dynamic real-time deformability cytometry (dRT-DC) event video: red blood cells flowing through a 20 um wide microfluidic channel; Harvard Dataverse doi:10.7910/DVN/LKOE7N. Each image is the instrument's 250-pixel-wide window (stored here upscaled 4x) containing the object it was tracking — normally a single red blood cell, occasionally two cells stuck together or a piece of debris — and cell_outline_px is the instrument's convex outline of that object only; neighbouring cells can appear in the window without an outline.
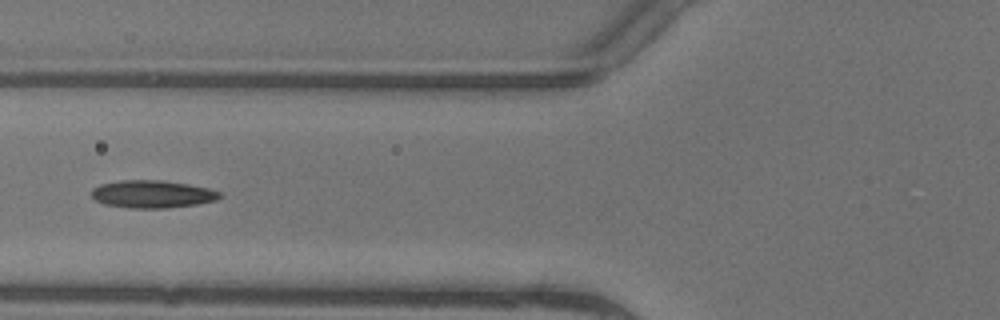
{"species": "common noctule bat (a hibernating species)", "species_latin": "Nyctalus noctula", "temperature_condition": "warm", "stored_images_in_passage": 7, "camera_frame_rate_fps": 3000, "um_per_image_px": 0.085, "animal": {"sex": "female"}, "frame": {"image": 1, "passage_image": 7, "time_ms": 2.0, "image_size_px": [1000, 320], "cell_outline_px": [[224, 196], [216, 200], [196, 204], [164, 208], [132, 208], [104, 204], [96, 200], [92, 196], [92, 188], [100, 184], [120, 180], [164, 180], [212, 188], [224, 192]], "centroid_in_image_um": [13.01, 16.49], "position_along_channel_um": 112.8, "area_um2": 20.87}}